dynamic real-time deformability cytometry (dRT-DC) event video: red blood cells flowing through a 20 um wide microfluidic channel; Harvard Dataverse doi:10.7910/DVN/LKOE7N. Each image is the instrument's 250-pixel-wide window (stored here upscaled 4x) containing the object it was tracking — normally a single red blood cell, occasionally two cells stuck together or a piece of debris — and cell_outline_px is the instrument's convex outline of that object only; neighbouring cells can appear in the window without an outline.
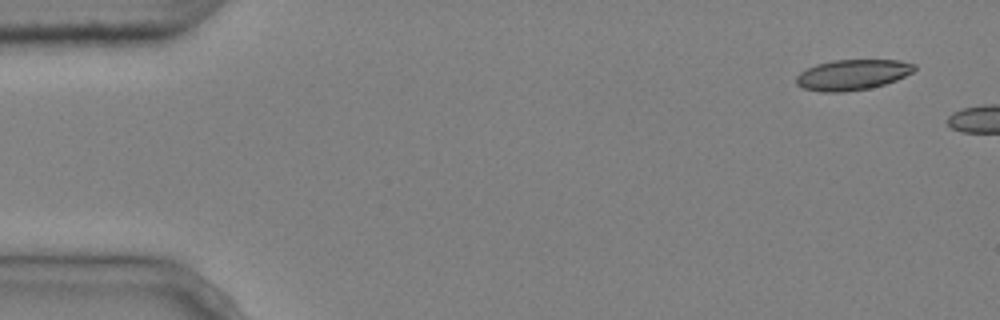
{"species": "common noctule bat (a hibernating species)", "species_latin": "Nyctalus noctula", "temperature_condition": "cold", "stored_images_in_passage": 2, "camera_frame_rate_fps": 3000, "um_per_image_px": 0.085, "animal": {"sex": "male", "body_mass_g": 20.4}, "frame": {"image": 1, "passage_image": 1, "time_ms": 0.0, "image_size_px": [1000, 320], "cell_outline_px": [[916, 68], [912, 72], [896, 80], [884, 84], [868, 88], [844, 92], [820, 92], [804, 88], [796, 84], [796, 76], [800, 72], [816, 64], [832, 60], [900, 60], [916, 64]], "centroid_in_image_um": [72.44, 6.35], "position_along_channel_um": 12.6, "area_um2": 20.98}}